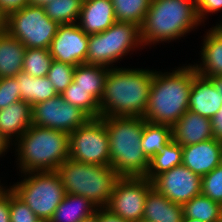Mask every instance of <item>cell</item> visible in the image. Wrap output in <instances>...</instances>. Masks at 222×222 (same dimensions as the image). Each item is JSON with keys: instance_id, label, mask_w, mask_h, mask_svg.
<instances>
[{"instance_id": "cell-4", "label": "cell", "mask_w": 222, "mask_h": 222, "mask_svg": "<svg viewBox=\"0 0 222 222\" xmlns=\"http://www.w3.org/2000/svg\"><path fill=\"white\" fill-rule=\"evenodd\" d=\"M109 138L110 166L120 176H145L149 159L141 147L143 117H100Z\"/></svg>"}, {"instance_id": "cell-43", "label": "cell", "mask_w": 222, "mask_h": 222, "mask_svg": "<svg viewBox=\"0 0 222 222\" xmlns=\"http://www.w3.org/2000/svg\"><path fill=\"white\" fill-rule=\"evenodd\" d=\"M7 32V15L0 9V36Z\"/></svg>"}, {"instance_id": "cell-42", "label": "cell", "mask_w": 222, "mask_h": 222, "mask_svg": "<svg viewBox=\"0 0 222 222\" xmlns=\"http://www.w3.org/2000/svg\"><path fill=\"white\" fill-rule=\"evenodd\" d=\"M12 147V144L0 133V157L9 152L8 149ZM4 154V155H3Z\"/></svg>"}, {"instance_id": "cell-10", "label": "cell", "mask_w": 222, "mask_h": 222, "mask_svg": "<svg viewBox=\"0 0 222 222\" xmlns=\"http://www.w3.org/2000/svg\"><path fill=\"white\" fill-rule=\"evenodd\" d=\"M69 158L87 164L110 165L108 132L99 118H90L69 134Z\"/></svg>"}, {"instance_id": "cell-29", "label": "cell", "mask_w": 222, "mask_h": 222, "mask_svg": "<svg viewBox=\"0 0 222 222\" xmlns=\"http://www.w3.org/2000/svg\"><path fill=\"white\" fill-rule=\"evenodd\" d=\"M83 0H53L45 5L46 15L59 25L77 23Z\"/></svg>"}, {"instance_id": "cell-15", "label": "cell", "mask_w": 222, "mask_h": 222, "mask_svg": "<svg viewBox=\"0 0 222 222\" xmlns=\"http://www.w3.org/2000/svg\"><path fill=\"white\" fill-rule=\"evenodd\" d=\"M182 164L203 177L222 164V141L215 138L182 146Z\"/></svg>"}, {"instance_id": "cell-24", "label": "cell", "mask_w": 222, "mask_h": 222, "mask_svg": "<svg viewBox=\"0 0 222 222\" xmlns=\"http://www.w3.org/2000/svg\"><path fill=\"white\" fill-rule=\"evenodd\" d=\"M109 69L103 65L79 64L75 66L73 81L100 102Z\"/></svg>"}, {"instance_id": "cell-45", "label": "cell", "mask_w": 222, "mask_h": 222, "mask_svg": "<svg viewBox=\"0 0 222 222\" xmlns=\"http://www.w3.org/2000/svg\"><path fill=\"white\" fill-rule=\"evenodd\" d=\"M53 0H28V4L33 5V6H40L44 7L48 3H50Z\"/></svg>"}, {"instance_id": "cell-40", "label": "cell", "mask_w": 222, "mask_h": 222, "mask_svg": "<svg viewBox=\"0 0 222 222\" xmlns=\"http://www.w3.org/2000/svg\"><path fill=\"white\" fill-rule=\"evenodd\" d=\"M98 222H128L112 213L106 207L98 208Z\"/></svg>"}, {"instance_id": "cell-22", "label": "cell", "mask_w": 222, "mask_h": 222, "mask_svg": "<svg viewBox=\"0 0 222 222\" xmlns=\"http://www.w3.org/2000/svg\"><path fill=\"white\" fill-rule=\"evenodd\" d=\"M97 207L87 198L65 193L49 222H80L92 216Z\"/></svg>"}, {"instance_id": "cell-12", "label": "cell", "mask_w": 222, "mask_h": 222, "mask_svg": "<svg viewBox=\"0 0 222 222\" xmlns=\"http://www.w3.org/2000/svg\"><path fill=\"white\" fill-rule=\"evenodd\" d=\"M89 119L84 111L68 103L60 94L32 106V125L67 134L84 125Z\"/></svg>"}, {"instance_id": "cell-49", "label": "cell", "mask_w": 222, "mask_h": 222, "mask_svg": "<svg viewBox=\"0 0 222 222\" xmlns=\"http://www.w3.org/2000/svg\"><path fill=\"white\" fill-rule=\"evenodd\" d=\"M187 1H190L191 3H193L197 7L202 0H187Z\"/></svg>"}, {"instance_id": "cell-25", "label": "cell", "mask_w": 222, "mask_h": 222, "mask_svg": "<svg viewBox=\"0 0 222 222\" xmlns=\"http://www.w3.org/2000/svg\"><path fill=\"white\" fill-rule=\"evenodd\" d=\"M15 77L17 79L21 100L27 102L31 107L57 95V92L47 77L34 78L23 71L19 72Z\"/></svg>"}, {"instance_id": "cell-47", "label": "cell", "mask_w": 222, "mask_h": 222, "mask_svg": "<svg viewBox=\"0 0 222 222\" xmlns=\"http://www.w3.org/2000/svg\"><path fill=\"white\" fill-rule=\"evenodd\" d=\"M7 187V188H6ZM11 190L10 186H3V184L0 181V199L4 197L9 191Z\"/></svg>"}, {"instance_id": "cell-27", "label": "cell", "mask_w": 222, "mask_h": 222, "mask_svg": "<svg viewBox=\"0 0 222 222\" xmlns=\"http://www.w3.org/2000/svg\"><path fill=\"white\" fill-rule=\"evenodd\" d=\"M182 164V146L174 140L149 160V167L144 177L152 181L156 176Z\"/></svg>"}, {"instance_id": "cell-1", "label": "cell", "mask_w": 222, "mask_h": 222, "mask_svg": "<svg viewBox=\"0 0 222 222\" xmlns=\"http://www.w3.org/2000/svg\"><path fill=\"white\" fill-rule=\"evenodd\" d=\"M154 71L110 68L99 102L100 117H144Z\"/></svg>"}, {"instance_id": "cell-7", "label": "cell", "mask_w": 222, "mask_h": 222, "mask_svg": "<svg viewBox=\"0 0 222 222\" xmlns=\"http://www.w3.org/2000/svg\"><path fill=\"white\" fill-rule=\"evenodd\" d=\"M21 174V175H20ZM19 182L10 186L11 191L20 198L43 222H49L53 212L65 196L64 187L57 172L36 171L19 173Z\"/></svg>"}, {"instance_id": "cell-2", "label": "cell", "mask_w": 222, "mask_h": 222, "mask_svg": "<svg viewBox=\"0 0 222 222\" xmlns=\"http://www.w3.org/2000/svg\"><path fill=\"white\" fill-rule=\"evenodd\" d=\"M171 71H154L143 117L147 122L173 127L189 109V93L197 72L192 64Z\"/></svg>"}, {"instance_id": "cell-9", "label": "cell", "mask_w": 222, "mask_h": 222, "mask_svg": "<svg viewBox=\"0 0 222 222\" xmlns=\"http://www.w3.org/2000/svg\"><path fill=\"white\" fill-rule=\"evenodd\" d=\"M58 28L40 6L27 4L7 15V32L26 48L49 49Z\"/></svg>"}, {"instance_id": "cell-5", "label": "cell", "mask_w": 222, "mask_h": 222, "mask_svg": "<svg viewBox=\"0 0 222 222\" xmlns=\"http://www.w3.org/2000/svg\"><path fill=\"white\" fill-rule=\"evenodd\" d=\"M13 146L20 173L54 171L69 158V134L51 128L31 125Z\"/></svg>"}, {"instance_id": "cell-8", "label": "cell", "mask_w": 222, "mask_h": 222, "mask_svg": "<svg viewBox=\"0 0 222 222\" xmlns=\"http://www.w3.org/2000/svg\"><path fill=\"white\" fill-rule=\"evenodd\" d=\"M141 47L143 49L139 27L130 22L116 21L107 30L89 35L86 64L115 68L118 66L114 63Z\"/></svg>"}, {"instance_id": "cell-32", "label": "cell", "mask_w": 222, "mask_h": 222, "mask_svg": "<svg viewBox=\"0 0 222 222\" xmlns=\"http://www.w3.org/2000/svg\"><path fill=\"white\" fill-rule=\"evenodd\" d=\"M64 100L84 111L90 118L100 117L99 102L87 91L72 83L60 94Z\"/></svg>"}, {"instance_id": "cell-36", "label": "cell", "mask_w": 222, "mask_h": 222, "mask_svg": "<svg viewBox=\"0 0 222 222\" xmlns=\"http://www.w3.org/2000/svg\"><path fill=\"white\" fill-rule=\"evenodd\" d=\"M21 100L16 77L0 78V109Z\"/></svg>"}, {"instance_id": "cell-39", "label": "cell", "mask_w": 222, "mask_h": 222, "mask_svg": "<svg viewBox=\"0 0 222 222\" xmlns=\"http://www.w3.org/2000/svg\"><path fill=\"white\" fill-rule=\"evenodd\" d=\"M0 222H10V191L0 199Z\"/></svg>"}, {"instance_id": "cell-31", "label": "cell", "mask_w": 222, "mask_h": 222, "mask_svg": "<svg viewBox=\"0 0 222 222\" xmlns=\"http://www.w3.org/2000/svg\"><path fill=\"white\" fill-rule=\"evenodd\" d=\"M53 59L49 49L25 48L22 71L32 77H47Z\"/></svg>"}, {"instance_id": "cell-14", "label": "cell", "mask_w": 222, "mask_h": 222, "mask_svg": "<svg viewBox=\"0 0 222 222\" xmlns=\"http://www.w3.org/2000/svg\"><path fill=\"white\" fill-rule=\"evenodd\" d=\"M89 35L77 23L59 25L49 52L53 60L73 66L86 64Z\"/></svg>"}, {"instance_id": "cell-19", "label": "cell", "mask_w": 222, "mask_h": 222, "mask_svg": "<svg viewBox=\"0 0 222 222\" xmlns=\"http://www.w3.org/2000/svg\"><path fill=\"white\" fill-rule=\"evenodd\" d=\"M116 22L111 0H83L77 24L88 35L107 30Z\"/></svg>"}, {"instance_id": "cell-30", "label": "cell", "mask_w": 222, "mask_h": 222, "mask_svg": "<svg viewBox=\"0 0 222 222\" xmlns=\"http://www.w3.org/2000/svg\"><path fill=\"white\" fill-rule=\"evenodd\" d=\"M116 21L142 25L151 0H111Z\"/></svg>"}, {"instance_id": "cell-41", "label": "cell", "mask_w": 222, "mask_h": 222, "mask_svg": "<svg viewBox=\"0 0 222 222\" xmlns=\"http://www.w3.org/2000/svg\"><path fill=\"white\" fill-rule=\"evenodd\" d=\"M213 138L222 141V106L217 114L211 119Z\"/></svg>"}, {"instance_id": "cell-16", "label": "cell", "mask_w": 222, "mask_h": 222, "mask_svg": "<svg viewBox=\"0 0 222 222\" xmlns=\"http://www.w3.org/2000/svg\"><path fill=\"white\" fill-rule=\"evenodd\" d=\"M205 31L199 56V64L192 65L197 74L211 78L222 76V20Z\"/></svg>"}, {"instance_id": "cell-21", "label": "cell", "mask_w": 222, "mask_h": 222, "mask_svg": "<svg viewBox=\"0 0 222 222\" xmlns=\"http://www.w3.org/2000/svg\"><path fill=\"white\" fill-rule=\"evenodd\" d=\"M183 217L181 204L173 203L154 187L148 191L142 220L148 222H181Z\"/></svg>"}, {"instance_id": "cell-33", "label": "cell", "mask_w": 222, "mask_h": 222, "mask_svg": "<svg viewBox=\"0 0 222 222\" xmlns=\"http://www.w3.org/2000/svg\"><path fill=\"white\" fill-rule=\"evenodd\" d=\"M75 66L53 60L47 78L57 94H61L73 81Z\"/></svg>"}, {"instance_id": "cell-23", "label": "cell", "mask_w": 222, "mask_h": 222, "mask_svg": "<svg viewBox=\"0 0 222 222\" xmlns=\"http://www.w3.org/2000/svg\"><path fill=\"white\" fill-rule=\"evenodd\" d=\"M25 46L8 32L0 36V78L22 72Z\"/></svg>"}, {"instance_id": "cell-20", "label": "cell", "mask_w": 222, "mask_h": 222, "mask_svg": "<svg viewBox=\"0 0 222 222\" xmlns=\"http://www.w3.org/2000/svg\"><path fill=\"white\" fill-rule=\"evenodd\" d=\"M31 125L32 107L27 102L20 100L0 109V133L12 145Z\"/></svg>"}, {"instance_id": "cell-44", "label": "cell", "mask_w": 222, "mask_h": 222, "mask_svg": "<svg viewBox=\"0 0 222 222\" xmlns=\"http://www.w3.org/2000/svg\"><path fill=\"white\" fill-rule=\"evenodd\" d=\"M209 79L214 83L216 89L218 90V92L222 96V76H215V77H211Z\"/></svg>"}, {"instance_id": "cell-46", "label": "cell", "mask_w": 222, "mask_h": 222, "mask_svg": "<svg viewBox=\"0 0 222 222\" xmlns=\"http://www.w3.org/2000/svg\"><path fill=\"white\" fill-rule=\"evenodd\" d=\"M80 222H98V208L96 209L95 213L92 216L83 219Z\"/></svg>"}, {"instance_id": "cell-28", "label": "cell", "mask_w": 222, "mask_h": 222, "mask_svg": "<svg viewBox=\"0 0 222 222\" xmlns=\"http://www.w3.org/2000/svg\"><path fill=\"white\" fill-rule=\"evenodd\" d=\"M185 217L203 222L222 221V205L202 194L182 205Z\"/></svg>"}, {"instance_id": "cell-48", "label": "cell", "mask_w": 222, "mask_h": 222, "mask_svg": "<svg viewBox=\"0 0 222 222\" xmlns=\"http://www.w3.org/2000/svg\"><path fill=\"white\" fill-rule=\"evenodd\" d=\"M181 222H203V221H200L198 219L188 218V217L184 216Z\"/></svg>"}, {"instance_id": "cell-18", "label": "cell", "mask_w": 222, "mask_h": 222, "mask_svg": "<svg viewBox=\"0 0 222 222\" xmlns=\"http://www.w3.org/2000/svg\"><path fill=\"white\" fill-rule=\"evenodd\" d=\"M172 136L181 146L213 139L212 122L188 109L172 127Z\"/></svg>"}, {"instance_id": "cell-34", "label": "cell", "mask_w": 222, "mask_h": 222, "mask_svg": "<svg viewBox=\"0 0 222 222\" xmlns=\"http://www.w3.org/2000/svg\"><path fill=\"white\" fill-rule=\"evenodd\" d=\"M201 194L222 205V164L202 177Z\"/></svg>"}, {"instance_id": "cell-35", "label": "cell", "mask_w": 222, "mask_h": 222, "mask_svg": "<svg viewBox=\"0 0 222 222\" xmlns=\"http://www.w3.org/2000/svg\"><path fill=\"white\" fill-rule=\"evenodd\" d=\"M10 222H41L36 214L10 190Z\"/></svg>"}, {"instance_id": "cell-26", "label": "cell", "mask_w": 222, "mask_h": 222, "mask_svg": "<svg viewBox=\"0 0 222 222\" xmlns=\"http://www.w3.org/2000/svg\"><path fill=\"white\" fill-rule=\"evenodd\" d=\"M172 140L171 126L154 124L147 121L144 123L141 135V147L149 160Z\"/></svg>"}, {"instance_id": "cell-3", "label": "cell", "mask_w": 222, "mask_h": 222, "mask_svg": "<svg viewBox=\"0 0 222 222\" xmlns=\"http://www.w3.org/2000/svg\"><path fill=\"white\" fill-rule=\"evenodd\" d=\"M201 24L197 7L190 1L151 0L139 27L141 43L145 48L152 44L174 42L196 31Z\"/></svg>"}, {"instance_id": "cell-13", "label": "cell", "mask_w": 222, "mask_h": 222, "mask_svg": "<svg viewBox=\"0 0 222 222\" xmlns=\"http://www.w3.org/2000/svg\"><path fill=\"white\" fill-rule=\"evenodd\" d=\"M202 177L183 164L161 173L152 180L153 187L173 203L183 205L201 194Z\"/></svg>"}, {"instance_id": "cell-17", "label": "cell", "mask_w": 222, "mask_h": 222, "mask_svg": "<svg viewBox=\"0 0 222 222\" xmlns=\"http://www.w3.org/2000/svg\"><path fill=\"white\" fill-rule=\"evenodd\" d=\"M221 106L222 96L214 83L209 78L196 74L189 93V110L211 120Z\"/></svg>"}, {"instance_id": "cell-37", "label": "cell", "mask_w": 222, "mask_h": 222, "mask_svg": "<svg viewBox=\"0 0 222 222\" xmlns=\"http://www.w3.org/2000/svg\"><path fill=\"white\" fill-rule=\"evenodd\" d=\"M221 10L222 0H202L197 6V15L200 22L204 24L205 19L208 18L210 13L217 14L219 11L221 12Z\"/></svg>"}, {"instance_id": "cell-6", "label": "cell", "mask_w": 222, "mask_h": 222, "mask_svg": "<svg viewBox=\"0 0 222 222\" xmlns=\"http://www.w3.org/2000/svg\"><path fill=\"white\" fill-rule=\"evenodd\" d=\"M55 171L65 193L81 195L97 208L107 207L115 183L121 177L110 165L87 164L71 158Z\"/></svg>"}, {"instance_id": "cell-11", "label": "cell", "mask_w": 222, "mask_h": 222, "mask_svg": "<svg viewBox=\"0 0 222 222\" xmlns=\"http://www.w3.org/2000/svg\"><path fill=\"white\" fill-rule=\"evenodd\" d=\"M152 181L144 176H121L115 183L107 209L128 222H140Z\"/></svg>"}, {"instance_id": "cell-38", "label": "cell", "mask_w": 222, "mask_h": 222, "mask_svg": "<svg viewBox=\"0 0 222 222\" xmlns=\"http://www.w3.org/2000/svg\"><path fill=\"white\" fill-rule=\"evenodd\" d=\"M28 4V0H0V9L8 15L10 12L21 9Z\"/></svg>"}]
</instances>
